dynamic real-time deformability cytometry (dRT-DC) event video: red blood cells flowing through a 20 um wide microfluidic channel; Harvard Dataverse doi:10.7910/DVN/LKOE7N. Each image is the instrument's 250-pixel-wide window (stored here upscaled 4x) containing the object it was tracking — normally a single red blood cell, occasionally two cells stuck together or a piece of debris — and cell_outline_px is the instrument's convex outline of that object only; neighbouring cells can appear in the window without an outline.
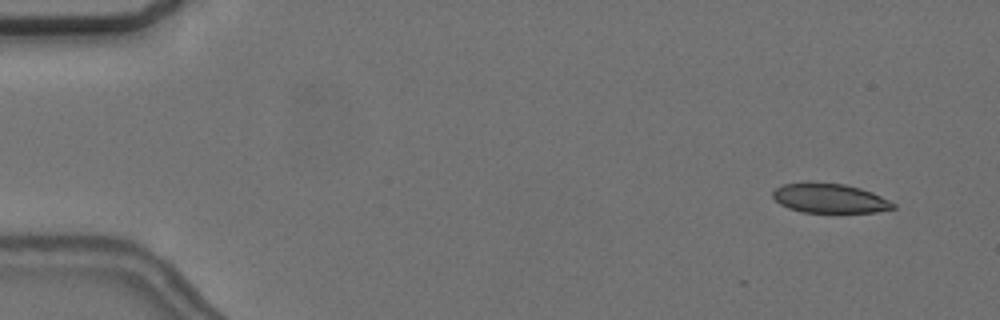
{"species": "common noctule bat (a hibernating species)", "species_latin": "Nyctalus noctula", "temperature_condition": "cold", "stored_images_in_passage": 56, "camera_frame_rate_fps": 3000, "um_per_image_px": 0.085, "animal": {"sex": "female", "body_mass_g": 24.6, "forearm_length_mm": 56.2}, "frame": {"image": 1, "passage_image": 4, "time_ms": 1.0, "image_size_px": [1000, 320], "cell_outline_px": [[896, 208], [876, 212], [804, 212], [788, 208], [780, 204], [772, 196], [772, 192], [776, 188], [784, 184], [844, 184], [860, 188], [872, 192], [896, 204]], "centroid_in_image_um": [70.56, 16.88], "position_along_channel_um": 14.4, "area_um2": 20.06}}
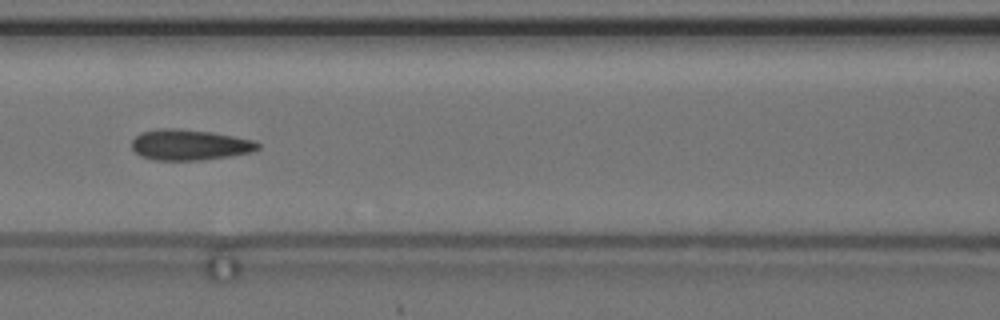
{"frame": {"image": 2, "passage_image": 25, "time_ms": 8.0, "image_size_px": [1000, 320], "cell_outline_px": [[260, 148], [252, 152], [228, 156], [200, 160], [152, 160], [140, 156], [132, 148], [132, 140], [140, 132], [160, 128], [176, 128], [212, 132], [252, 140], [260, 144]], "centroid_in_image_um": [16.08, 12.31], "position_along_channel_um": 150.5, "area_um2": 22.54}}
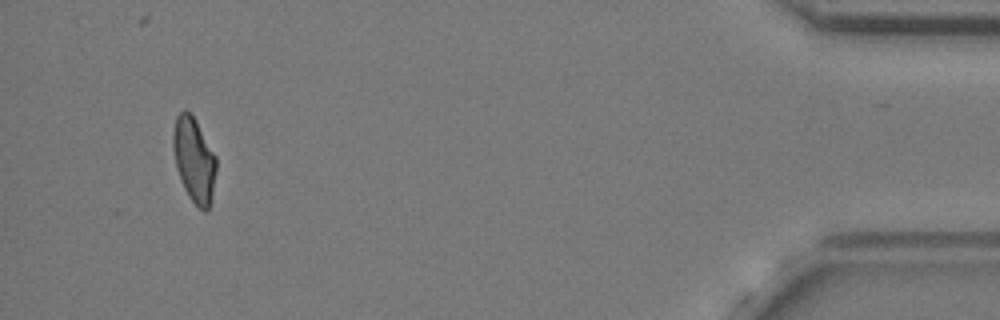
{"frame": {"image": 3, "passage_image": 53, "time_ms": 17.333, "image_size_px": [1000, 320], "cell_outline_px": [[216, 172], [212, 192], [208, 208], [204, 212], [188, 196], [180, 180], [176, 168], [172, 144], [172, 132], [176, 116], [184, 108], [196, 120], [216, 156]], "centroid_in_image_um": [16.47, 13.55], "position_along_channel_um": 418.7, "area_um2": 21.21}, "authors_computed_cell_mechanics": {"area_um2": 21.9929, "velocity_mm_per_s": 3.6541, "shape_relaxation_time_tau1_ms": 9.8605, "shape_relaxation_time_tau2_ms": 1.8024, "deformation_change_tau1": 0.166, "deformation_change_tau2": 0.089}}